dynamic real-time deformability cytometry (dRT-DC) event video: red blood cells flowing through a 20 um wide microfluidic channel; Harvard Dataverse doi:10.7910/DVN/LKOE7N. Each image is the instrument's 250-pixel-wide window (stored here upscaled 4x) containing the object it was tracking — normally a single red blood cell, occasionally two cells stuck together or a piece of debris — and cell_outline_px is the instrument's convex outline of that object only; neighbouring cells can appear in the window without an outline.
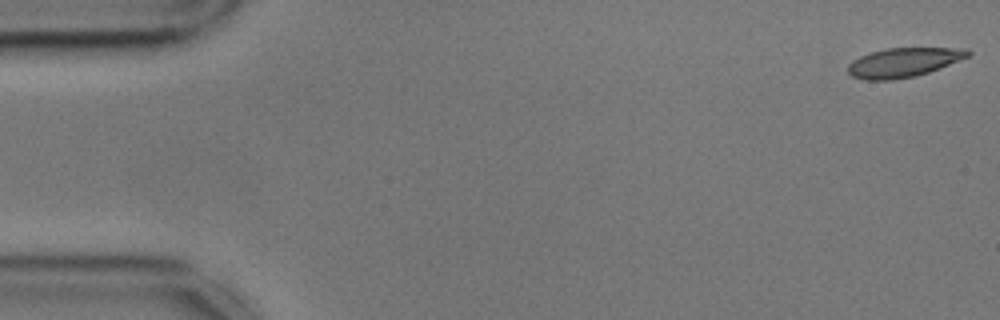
{"species": "common noctule bat (a hibernating species)", "species_latin": "Nyctalus noctula", "temperature_condition": "cold", "stored_images_in_passage": 19, "camera_frame_rate_fps": 3000, "um_per_image_px": 0.085, "animal": {"sex": "male", "body_mass_g": 17.9, "forearm_length_mm": 54.2}, "frame": {"image": 1, "passage_image": 1, "time_ms": 0.0, "image_size_px": [1000, 320], "cell_outline_px": [[972, 52], [968, 56], [940, 68], [916, 76], [892, 80], [868, 80], [852, 76], [848, 72], [848, 64], [852, 60], [860, 56], [872, 52], [888, 48], [968, 48]], "centroid_in_image_um": [76.8, 5.3], "position_along_channel_um": 8.2, "area_um2": 20.35}}
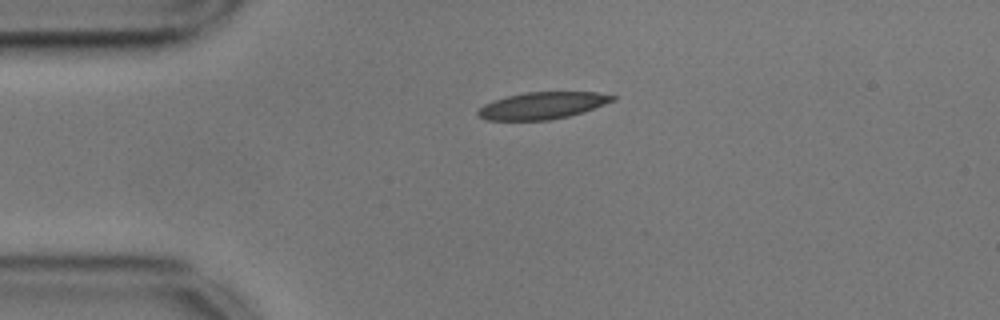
{"frame": {"image": 2, "passage_image": 12, "time_ms": 3.667, "image_size_px": [1000, 320], "cell_outline_px": [[616, 100], [584, 112], [568, 116], [548, 120], [484, 120], [476, 116], [476, 112], [484, 104], [492, 100], [508, 96], [528, 92], [596, 92], [616, 96]], "centroid_in_image_um": [46.08, 8.98], "position_along_channel_um": 38.9, "area_um2": 21.21}}